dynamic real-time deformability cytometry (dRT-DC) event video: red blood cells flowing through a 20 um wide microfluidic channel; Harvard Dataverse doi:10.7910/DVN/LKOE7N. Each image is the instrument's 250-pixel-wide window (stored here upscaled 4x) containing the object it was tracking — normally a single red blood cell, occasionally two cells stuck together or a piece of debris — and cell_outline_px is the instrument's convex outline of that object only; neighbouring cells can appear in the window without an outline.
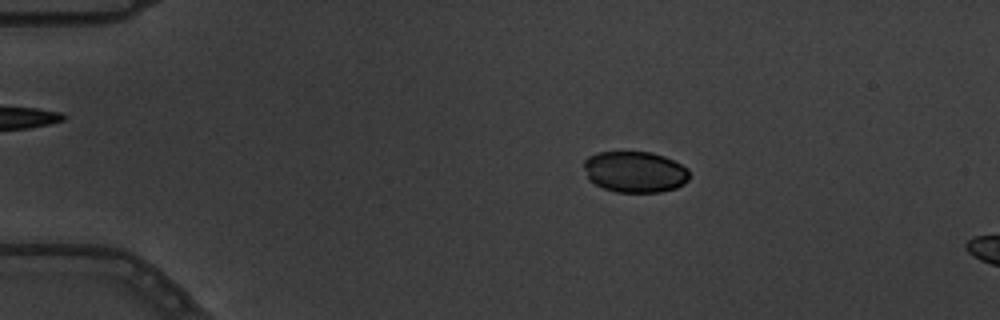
{"species": "common noctule bat (a hibernating species)", "species_latin": "Nyctalus noctula", "temperature_condition": "warm", "stored_images_in_passage": 5, "camera_frame_rate_fps": 3000, "um_per_image_px": 0.085, "animal": {"sex": "male", "body_mass_g": 19.5, "forearm_length_mm": 54.6}, "frame": {"image": 1, "passage_image": 3, "time_ms": 0.667, "image_size_px": [1000, 320], "cell_outline_px": [[688, 180], [684, 184], [676, 188], [660, 192], [616, 192], [604, 188], [588, 180], [584, 168], [584, 160], [588, 156], [596, 152], [652, 152], [664, 156], [688, 168]], "centroid_in_image_um": [53.95, 14.61], "position_along_channel_um": 31.0, "area_um2": 25.37}}